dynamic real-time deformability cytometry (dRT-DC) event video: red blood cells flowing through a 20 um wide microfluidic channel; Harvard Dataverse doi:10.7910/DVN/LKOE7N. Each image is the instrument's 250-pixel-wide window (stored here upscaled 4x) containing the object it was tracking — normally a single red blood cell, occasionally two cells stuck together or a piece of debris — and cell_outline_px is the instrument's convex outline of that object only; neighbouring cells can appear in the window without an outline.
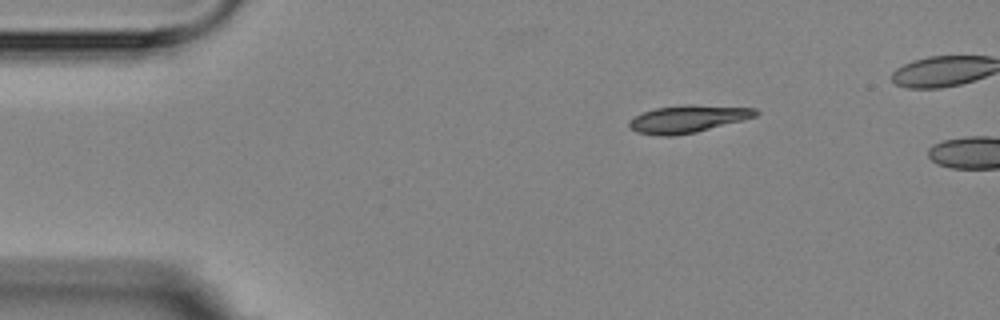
{"species": "Egyptian fruit bat (a non-hibernating species)", "species_latin": "Rousettus aegyptiacus", "temperature_condition": "room temperature", "stored_images_in_passage": 2, "camera_frame_rate_fps": 3000, "um_per_image_px": 0.085, "animal": {"sex": "female"}, "frame": {"image": 1, "passage_image": 1, "time_ms": 0.0, "image_size_px": [1000, 320], "cell_outline_px": [[760, 112], [756, 116], [744, 120], [696, 132], [672, 136], [660, 136], [636, 132], [628, 128], [628, 124], [636, 116], [644, 112], [656, 108], [684, 104], [692, 104], [756, 108]], "centroid_in_image_um": [58.49, 10.1], "position_along_channel_um": 26.5, "area_um2": 20.29}}